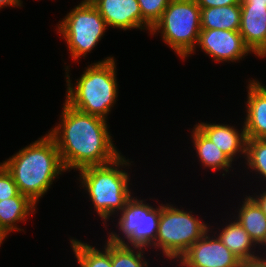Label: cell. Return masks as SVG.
<instances>
[{
	"instance_id": "f1b7e54d",
	"label": "cell",
	"mask_w": 266,
	"mask_h": 267,
	"mask_svg": "<svg viewBox=\"0 0 266 267\" xmlns=\"http://www.w3.org/2000/svg\"><path fill=\"white\" fill-rule=\"evenodd\" d=\"M95 0H82L81 3H92Z\"/></svg>"
},
{
	"instance_id": "8992f818",
	"label": "cell",
	"mask_w": 266,
	"mask_h": 267,
	"mask_svg": "<svg viewBox=\"0 0 266 267\" xmlns=\"http://www.w3.org/2000/svg\"><path fill=\"white\" fill-rule=\"evenodd\" d=\"M192 211H184L172 204H161V215L155 242L150 246L161 249L162 255L175 262L210 228Z\"/></svg>"
},
{
	"instance_id": "d6986e66",
	"label": "cell",
	"mask_w": 266,
	"mask_h": 267,
	"mask_svg": "<svg viewBox=\"0 0 266 267\" xmlns=\"http://www.w3.org/2000/svg\"><path fill=\"white\" fill-rule=\"evenodd\" d=\"M201 29H222L239 31L241 20V5L233 4L201 8Z\"/></svg>"
},
{
	"instance_id": "7a4b0ae2",
	"label": "cell",
	"mask_w": 266,
	"mask_h": 267,
	"mask_svg": "<svg viewBox=\"0 0 266 267\" xmlns=\"http://www.w3.org/2000/svg\"><path fill=\"white\" fill-rule=\"evenodd\" d=\"M18 190L37 205L53 181L66 172L55 140L47 133L1 163Z\"/></svg>"
},
{
	"instance_id": "6da1fadb",
	"label": "cell",
	"mask_w": 266,
	"mask_h": 267,
	"mask_svg": "<svg viewBox=\"0 0 266 267\" xmlns=\"http://www.w3.org/2000/svg\"><path fill=\"white\" fill-rule=\"evenodd\" d=\"M62 110L61 122L48 134L66 171L106 165L122 155L112 141L107 119L82 113L65 102Z\"/></svg>"
},
{
	"instance_id": "83f0119b",
	"label": "cell",
	"mask_w": 266,
	"mask_h": 267,
	"mask_svg": "<svg viewBox=\"0 0 266 267\" xmlns=\"http://www.w3.org/2000/svg\"><path fill=\"white\" fill-rule=\"evenodd\" d=\"M22 0H0V9L7 6L22 7Z\"/></svg>"
},
{
	"instance_id": "3957f363",
	"label": "cell",
	"mask_w": 266,
	"mask_h": 267,
	"mask_svg": "<svg viewBox=\"0 0 266 267\" xmlns=\"http://www.w3.org/2000/svg\"><path fill=\"white\" fill-rule=\"evenodd\" d=\"M116 66L111 56L94 62L86 67L74 86L68 72L70 66H66L65 103L82 113L108 119L107 115L118 99Z\"/></svg>"
},
{
	"instance_id": "cb8c5ba5",
	"label": "cell",
	"mask_w": 266,
	"mask_h": 267,
	"mask_svg": "<svg viewBox=\"0 0 266 267\" xmlns=\"http://www.w3.org/2000/svg\"><path fill=\"white\" fill-rule=\"evenodd\" d=\"M19 193L20 192L12 175L0 162V201L15 197Z\"/></svg>"
},
{
	"instance_id": "5bb4252c",
	"label": "cell",
	"mask_w": 266,
	"mask_h": 267,
	"mask_svg": "<svg viewBox=\"0 0 266 267\" xmlns=\"http://www.w3.org/2000/svg\"><path fill=\"white\" fill-rule=\"evenodd\" d=\"M195 126L233 162L236 161L234 159H236L239 154L246 158L247 138L244 125H242L243 127L239 131H237L235 126L222 123L198 122Z\"/></svg>"
},
{
	"instance_id": "ba28073f",
	"label": "cell",
	"mask_w": 266,
	"mask_h": 267,
	"mask_svg": "<svg viewBox=\"0 0 266 267\" xmlns=\"http://www.w3.org/2000/svg\"><path fill=\"white\" fill-rule=\"evenodd\" d=\"M145 202V199L138 200L137 196H132L118 213L120 215L116 226L120 233L108 232L107 240L124 246L149 248L157 237L161 204L155 208Z\"/></svg>"
},
{
	"instance_id": "2e32d148",
	"label": "cell",
	"mask_w": 266,
	"mask_h": 267,
	"mask_svg": "<svg viewBox=\"0 0 266 267\" xmlns=\"http://www.w3.org/2000/svg\"><path fill=\"white\" fill-rule=\"evenodd\" d=\"M192 130L193 148L196 150V156L199 158L198 162H201V166L213 171L230 172L229 169L232 168L233 161L195 125Z\"/></svg>"
},
{
	"instance_id": "d4e9b609",
	"label": "cell",
	"mask_w": 266,
	"mask_h": 267,
	"mask_svg": "<svg viewBox=\"0 0 266 267\" xmlns=\"http://www.w3.org/2000/svg\"><path fill=\"white\" fill-rule=\"evenodd\" d=\"M241 0H196L200 8H210L218 6H228L233 4H240Z\"/></svg>"
},
{
	"instance_id": "603a6c76",
	"label": "cell",
	"mask_w": 266,
	"mask_h": 267,
	"mask_svg": "<svg viewBox=\"0 0 266 267\" xmlns=\"http://www.w3.org/2000/svg\"><path fill=\"white\" fill-rule=\"evenodd\" d=\"M171 0H138L142 13V30L151 31L161 19L163 11Z\"/></svg>"
},
{
	"instance_id": "f546056e",
	"label": "cell",
	"mask_w": 266,
	"mask_h": 267,
	"mask_svg": "<svg viewBox=\"0 0 266 267\" xmlns=\"http://www.w3.org/2000/svg\"><path fill=\"white\" fill-rule=\"evenodd\" d=\"M260 246H261L262 248H263V246L266 248V237H265L263 243H262Z\"/></svg>"
},
{
	"instance_id": "e0dca14e",
	"label": "cell",
	"mask_w": 266,
	"mask_h": 267,
	"mask_svg": "<svg viewBox=\"0 0 266 267\" xmlns=\"http://www.w3.org/2000/svg\"><path fill=\"white\" fill-rule=\"evenodd\" d=\"M237 211L234 219L245 229L258 249L266 237V215L257 203L249 196L244 197V201ZM258 244V245H257Z\"/></svg>"
},
{
	"instance_id": "ffe728a7",
	"label": "cell",
	"mask_w": 266,
	"mask_h": 267,
	"mask_svg": "<svg viewBox=\"0 0 266 267\" xmlns=\"http://www.w3.org/2000/svg\"><path fill=\"white\" fill-rule=\"evenodd\" d=\"M103 250L91 246L78 239H70V247L75 254L79 267H112L111 263V242L105 240Z\"/></svg>"
},
{
	"instance_id": "277c9868",
	"label": "cell",
	"mask_w": 266,
	"mask_h": 267,
	"mask_svg": "<svg viewBox=\"0 0 266 267\" xmlns=\"http://www.w3.org/2000/svg\"><path fill=\"white\" fill-rule=\"evenodd\" d=\"M128 160L121 155L109 164L89 166L78 172L80 187L85 189L96 213L105 221L104 225L112 215L117 214L118 217L132 197L129 186L131 175L122 168L131 165L132 161Z\"/></svg>"
},
{
	"instance_id": "7c38bea8",
	"label": "cell",
	"mask_w": 266,
	"mask_h": 267,
	"mask_svg": "<svg viewBox=\"0 0 266 267\" xmlns=\"http://www.w3.org/2000/svg\"><path fill=\"white\" fill-rule=\"evenodd\" d=\"M92 4L111 28L142 30V13L138 0H95Z\"/></svg>"
},
{
	"instance_id": "4dcf8cb0",
	"label": "cell",
	"mask_w": 266,
	"mask_h": 267,
	"mask_svg": "<svg viewBox=\"0 0 266 267\" xmlns=\"http://www.w3.org/2000/svg\"><path fill=\"white\" fill-rule=\"evenodd\" d=\"M5 239L0 235V247H1V244H3V241H4Z\"/></svg>"
},
{
	"instance_id": "4fadbf2b",
	"label": "cell",
	"mask_w": 266,
	"mask_h": 267,
	"mask_svg": "<svg viewBox=\"0 0 266 267\" xmlns=\"http://www.w3.org/2000/svg\"><path fill=\"white\" fill-rule=\"evenodd\" d=\"M244 127L247 139H266V86L249 80Z\"/></svg>"
},
{
	"instance_id": "30bf717a",
	"label": "cell",
	"mask_w": 266,
	"mask_h": 267,
	"mask_svg": "<svg viewBox=\"0 0 266 267\" xmlns=\"http://www.w3.org/2000/svg\"><path fill=\"white\" fill-rule=\"evenodd\" d=\"M210 233L209 229L179 258L178 264L181 267H240L241 260Z\"/></svg>"
},
{
	"instance_id": "5b68a950",
	"label": "cell",
	"mask_w": 266,
	"mask_h": 267,
	"mask_svg": "<svg viewBox=\"0 0 266 267\" xmlns=\"http://www.w3.org/2000/svg\"><path fill=\"white\" fill-rule=\"evenodd\" d=\"M200 16L201 8L196 0H171L150 34L161 33L163 42L184 60L196 50Z\"/></svg>"
},
{
	"instance_id": "52a82bcc",
	"label": "cell",
	"mask_w": 266,
	"mask_h": 267,
	"mask_svg": "<svg viewBox=\"0 0 266 267\" xmlns=\"http://www.w3.org/2000/svg\"><path fill=\"white\" fill-rule=\"evenodd\" d=\"M59 33L66 42L71 58L86 57L105 35L106 21L92 3L75 6L57 24Z\"/></svg>"
},
{
	"instance_id": "4316f807",
	"label": "cell",
	"mask_w": 266,
	"mask_h": 267,
	"mask_svg": "<svg viewBox=\"0 0 266 267\" xmlns=\"http://www.w3.org/2000/svg\"><path fill=\"white\" fill-rule=\"evenodd\" d=\"M262 193L260 194H255L256 196H250L256 203L257 205L261 208L263 213L266 215V189L265 191H261Z\"/></svg>"
},
{
	"instance_id": "44dd1931",
	"label": "cell",
	"mask_w": 266,
	"mask_h": 267,
	"mask_svg": "<svg viewBox=\"0 0 266 267\" xmlns=\"http://www.w3.org/2000/svg\"><path fill=\"white\" fill-rule=\"evenodd\" d=\"M144 249L146 248L124 246L123 244L111 242L112 267H148V262L144 256Z\"/></svg>"
},
{
	"instance_id": "9c48e42d",
	"label": "cell",
	"mask_w": 266,
	"mask_h": 267,
	"mask_svg": "<svg viewBox=\"0 0 266 267\" xmlns=\"http://www.w3.org/2000/svg\"><path fill=\"white\" fill-rule=\"evenodd\" d=\"M197 46L219 64L224 61L236 63L252 53L239 31L201 29Z\"/></svg>"
},
{
	"instance_id": "9a60e30c",
	"label": "cell",
	"mask_w": 266,
	"mask_h": 267,
	"mask_svg": "<svg viewBox=\"0 0 266 267\" xmlns=\"http://www.w3.org/2000/svg\"><path fill=\"white\" fill-rule=\"evenodd\" d=\"M36 207V204L21 193L0 201V235L5 239L13 231H23L18 228V222H26L31 213H36Z\"/></svg>"
},
{
	"instance_id": "7402d4cb",
	"label": "cell",
	"mask_w": 266,
	"mask_h": 267,
	"mask_svg": "<svg viewBox=\"0 0 266 267\" xmlns=\"http://www.w3.org/2000/svg\"><path fill=\"white\" fill-rule=\"evenodd\" d=\"M245 159L247 168L266 181V139H247Z\"/></svg>"
},
{
	"instance_id": "8fae6325",
	"label": "cell",
	"mask_w": 266,
	"mask_h": 267,
	"mask_svg": "<svg viewBox=\"0 0 266 267\" xmlns=\"http://www.w3.org/2000/svg\"><path fill=\"white\" fill-rule=\"evenodd\" d=\"M239 33L252 54L266 57V0H241Z\"/></svg>"
},
{
	"instance_id": "484cf974",
	"label": "cell",
	"mask_w": 266,
	"mask_h": 267,
	"mask_svg": "<svg viewBox=\"0 0 266 267\" xmlns=\"http://www.w3.org/2000/svg\"><path fill=\"white\" fill-rule=\"evenodd\" d=\"M240 267H266V257L257 255L240 262Z\"/></svg>"
},
{
	"instance_id": "ac0fdd59",
	"label": "cell",
	"mask_w": 266,
	"mask_h": 267,
	"mask_svg": "<svg viewBox=\"0 0 266 267\" xmlns=\"http://www.w3.org/2000/svg\"><path fill=\"white\" fill-rule=\"evenodd\" d=\"M221 228L222 230L218 232L219 234L215 232L213 234L241 261L259 255V253H255V243L236 220H232V222L229 220V223L224 228Z\"/></svg>"
}]
</instances>
